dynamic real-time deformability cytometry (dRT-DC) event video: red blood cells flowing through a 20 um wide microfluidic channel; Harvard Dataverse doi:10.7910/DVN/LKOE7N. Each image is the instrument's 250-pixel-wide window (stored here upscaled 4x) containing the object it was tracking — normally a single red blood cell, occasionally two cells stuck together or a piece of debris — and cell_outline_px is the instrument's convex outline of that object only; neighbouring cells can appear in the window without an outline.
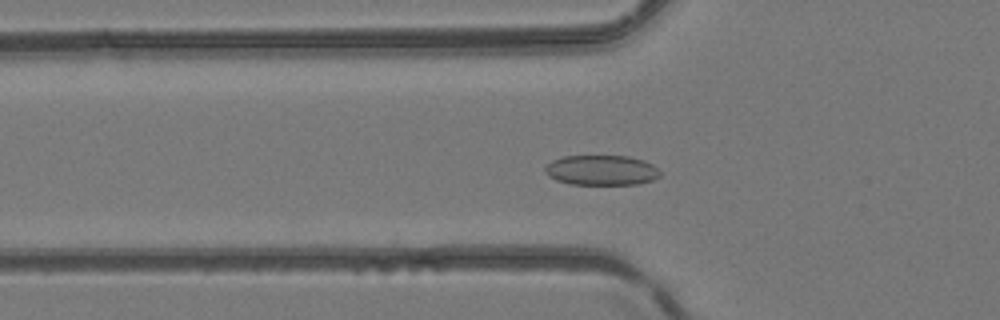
{"species": "common noctule bat (a hibernating species)", "species_latin": "Nyctalus noctula", "temperature_condition": "room temperature", "stored_images_in_passage": 49, "camera_frame_rate_fps": 3000, "um_per_image_px": 0.085, "animal": {"sex": "female", "body_mass_g": 24.6, "forearm_length_mm": 56.2}, "frame": {"image": 1, "passage_image": 17, "time_ms": 5.333, "image_size_px": [1000, 320], "cell_outline_px": [[660, 176], [652, 180], [636, 184], [572, 184], [556, 180], [548, 176], [544, 172], [544, 168], [552, 160], [564, 156], [628, 156], [644, 160], [652, 164], [660, 172]], "centroid_in_image_um": [51.11, 14.46], "position_along_channel_um": 74.7, "area_um2": 20.11}}
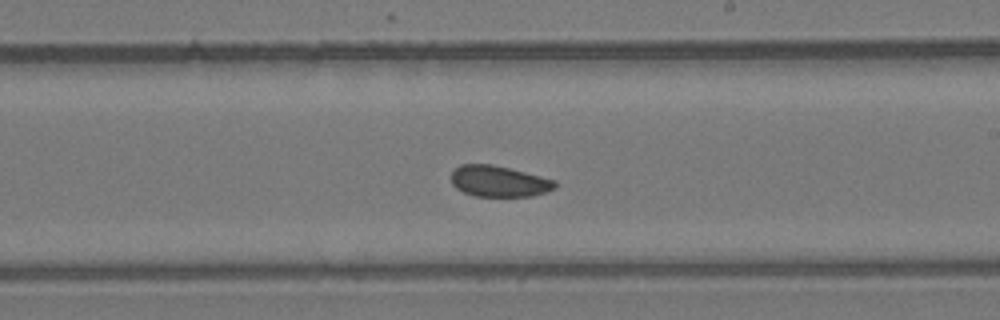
{"frame": {"image": 2, "passage_image": 29, "time_ms": 9.333, "image_size_px": [1000, 320], "cell_outline_px": [[556, 188], [532, 196], [476, 196], [464, 192], [456, 188], [452, 184], [452, 172], [460, 164], [492, 164], [556, 180]], "centroid_in_image_um": [42.4, 15.41], "position_along_channel_um": 246.6, "area_um2": 18.61}}
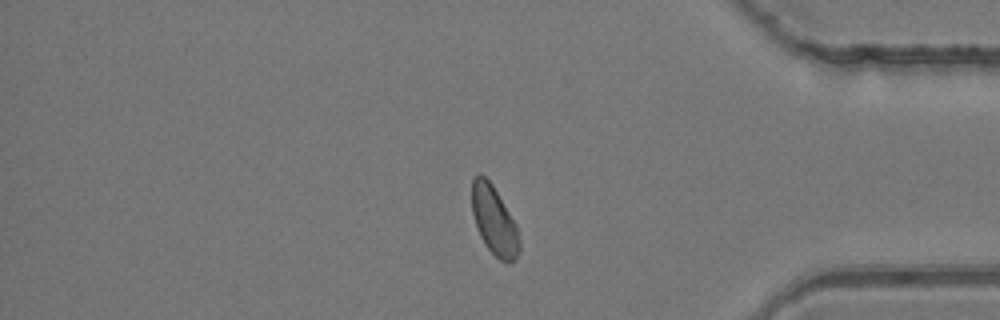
{"frame": {"image": 3, "passage_image": 41, "time_ms": 13.333, "image_size_px": [1000, 320], "cell_outline_px": [[520, 248], [516, 260], [508, 264], [500, 260], [484, 244], [480, 236], [472, 212], [472, 176], [480, 172], [492, 184], [516, 224], [520, 240]], "centroid_in_image_um": [42.01, 18.76], "position_along_channel_um": 393.2, "area_um2": 19.07}}